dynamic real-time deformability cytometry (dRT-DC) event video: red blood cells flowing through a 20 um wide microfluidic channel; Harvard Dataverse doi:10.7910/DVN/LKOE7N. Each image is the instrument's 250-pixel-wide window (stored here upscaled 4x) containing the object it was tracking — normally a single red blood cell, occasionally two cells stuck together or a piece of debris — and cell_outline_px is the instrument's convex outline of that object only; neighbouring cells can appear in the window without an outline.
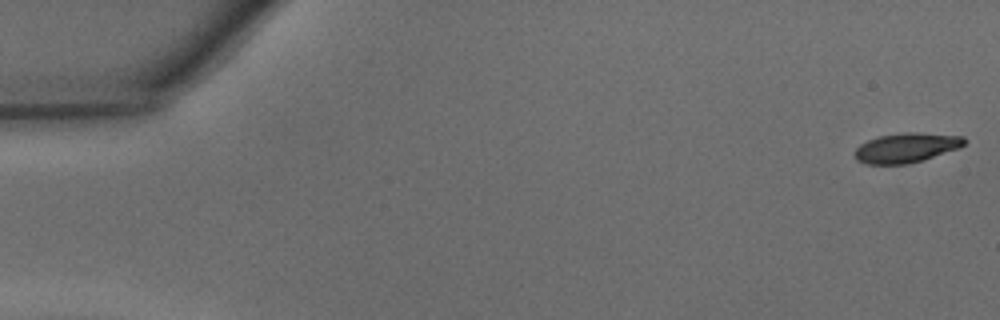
{"species": "common noctule bat (a hibernating species)", "species_latin": "Nyctalus noctula", "temperature_condition": "warm", "stored_images_in_passage": 46, "camera_frame_rate_fps": 3000, "um_per_image_px": 0.085, "animal": {"sex": "male", "body_mass_g": 15.6}, "frame": {"image": 1, "passage_image": 1, "time_ms": 0.0, "image_size_px": [1000, 320], "cell_outline_px": [[968, 140], [960, 148], [908, 164], [868, 164], [856, 160], [856, 148], [860, 144], [868, 140], [880, 136], [904, 132], [916, 132], [964, 136]], "centroid_in_image_um": [77.07, 12.55], "position_along_channel_um": 7.9, "area_um2": 18.84}}
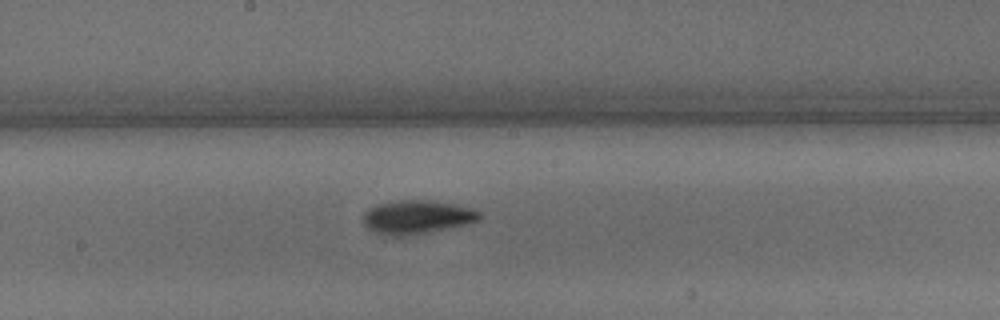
{"frame": {"image": 2, "passage_image": 25, "time_ms": 8.0, "image_size_px": [1000, 320], "cell_outline_px": [[480, 220], [416, 236], [388, 236], [372, 232], [364, 224], [364, 212], [368, 208], [376, 204], [400, 200], [424, 200], [452, 204], [472, 208], [480, 212]], "centroid_in_image_um": [35.39, 18.47], "position_along_channel_um": 212.8, "area_um2": 22.95}}
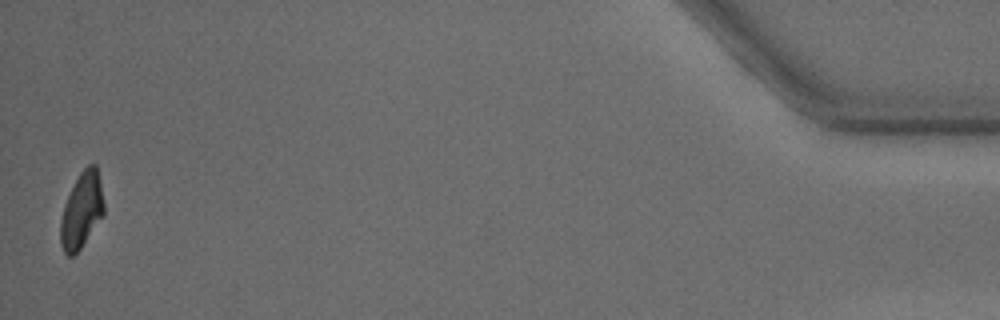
{"frame": {"image": 3, "passage_image": 46, "time_ms": 15.0, "image_size_px": [1000, 320], "cell_outline_px": [[104, 216], [80, 248], [72, 256], [68, 256], [64, 252], [60, 244], [60, 220], [64, 204], [80, 172], [88, 164], [96, 164], [104, 204]], "centroid_in_image_um": [6.93, 17.9], "position_along_channel_um": 428.3, "area_um2": 19.02}, "authors_computed_cell_mechanics": {"area_um2": 20.4323, "velocity_mm_per_s": 4.3588, "shape_relaxation_time_tau1_ms": 2.7657, "shape_relaxation_time_tau2_ms": 2.3323, "deformation_change_tau1": 0.1574, "deformation_change_tau2": 0.0879}}